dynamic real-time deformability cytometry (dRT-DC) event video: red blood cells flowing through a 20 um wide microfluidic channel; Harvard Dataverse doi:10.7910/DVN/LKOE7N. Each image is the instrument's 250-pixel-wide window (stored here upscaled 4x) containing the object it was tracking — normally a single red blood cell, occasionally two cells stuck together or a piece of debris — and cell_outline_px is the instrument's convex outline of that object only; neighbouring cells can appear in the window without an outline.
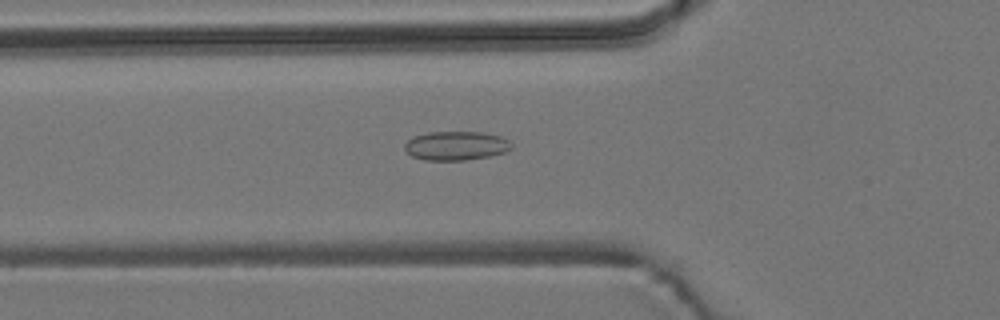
{"species": "common noctule bat (a hibernating species)", "species_latin": "Nyctalus noctula", "temperature_condition": "room temperature", "stored_images_in_passage": 56, "camera_frame_rate_fps": 3000, "um_per_image_px": 0.085, "animal": {"sex": "male", "body_mass_g": 19.2, "forearm_length_mm": 51.8}, "frame": {"image": 1, "passage_image": 20, "time_ms": 6.333, "image_size_px": [1000, 320], "cell_outline_px": [[512, 148], [504, 152], [488, 156], [464, 160], [424, 160], [412, 156], [404, 148], [404, 144], [412, 136], [428, 132], [484, 132], [500, 136], [508, 140], [512, 144]], "centroid_in_image_um": [38.74, 12.38], "position_along_channel_um": 87.1, "area_um2": 18.03}}
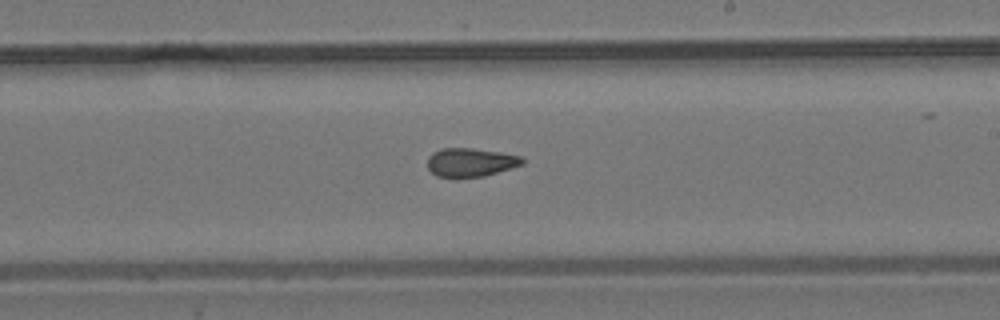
{"frame": {"image": 2, "passage_image": 33, "time_ms": 10.667, "image_size_px": [1000, 320], "cell_outline_px": [[524, 164], [484, 176], [436, 176], [428, 168], [428, 156], [432, 152], [440, 148], [472, 148], [500, 152], [520, 156], [524, 160]], "centroid_in_image_um": [39.99, 13.77], "position_along_channel_um": 249.0, "area_um2": 15.61}}
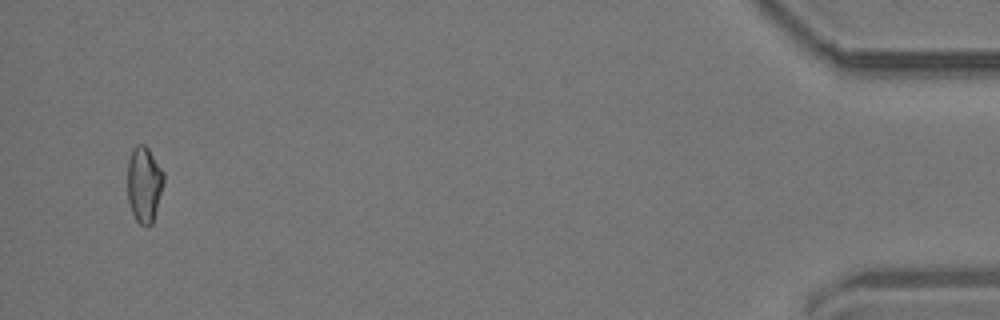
{"frame": {"image": 3, "passage_image": 54, "time_ms": 17.667, "image_size_px": [1000, 320], "cell_outline_px": [[164, 180], [152, 224], [148, 228], [144, 228], [136, 220], [132, 212], [128, 200], [128, 160], [132, 148], [136, 144], [144, 144], [148, 148], [164, 172]], "centroid_in_image_um": [12.24, 15.67], "position_along_channel_um": 423.0, "area_um2": 16.07}, "authors_computed_cell_mechanics": {"area_um2": 16.4441, "velocity_mm_per_s": 3.7232, "shape_relaxation_time_tau1_ms": null, "shape_relaxation_time_tau2_ms": 2.5267, "deformation_change_tau1": null, "deformation_change_tau2": 0.0986}}